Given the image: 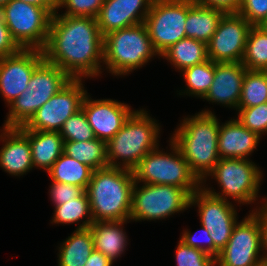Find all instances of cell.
<instances>
[{
  "instance_id": "6da1fadb",
  "label": "cell",
  "mask_w": 267,
  "mask_h": 266,
  "mask_svg": "<svg viewBox=\"0 0 267 266\" xmlns=\"http://www.w3.org/2000/svg\"><path fill=\"white\" fill-rule=\"evenodd\" d=\"M103 40L96 18L52 16L44 47V59L60 67L72 79L97 77L103 65Z\"/></svg>"
},
{
  "instance_id": "7a4b0ae2",
  "label": "cell",
  "mask_w": 267,
  "mask_h": 266,
  "mask_svg": "<svg viewBox=\"0 0 267 266\" xmlns=\"http://www.w3.org/2000/svg\"><path fill=\"white\" fill-rule=\"evenodd\" d=\"M183 118L169 139L176 144L190 170L202 182L220 160L217 143L221 123L209 109Z\"/></svg>"
},
{
  "instance_id": "3957f363",
  "label": "cell",
  "mask_w": 267,
  "mask_h": 266,
  "mask_svg": "<svg viewBox=\"0 0 267 266\" xmlns=\"http://www.w3.org/2000/svg\"><path fill=\"white\" fill-rule=\"evenodd\" d=\"M133 171L106 167L93 171L85 190L93 222L130 220Z\"/></svg>"
},
{
  "instance_id": "277c9868",
  "label": "cell",
  "mask_w": 267,
  "mask_h": 266,
  "mask_svg": "<svg viewBox=\"0 0 267 266\" xmlns=\"http://www.w3.org/2000/svg\"><path fill=\"white\" fill-rule=\"evenodd\" d=\"M147 112L135 110L106 143L109 167L133 170L148 152L160 146L161 126Z\"/></svg>"
},
{
  "instance_id": "5b68a950",
  "label": "cell",
  "mask_w": 267,
  "mask_h": 266,
  "mask_svg": "<svg viewBox=\"0 0 267 266\" xmlns=\"http://www.w3.org/2000/svg\"><path fill=\"white\" fill-rule=\"evenodd\" d=\"M159 54L144 23L109 32L103 40V66L114 76L128 75ZM105 64V65H104Z\"/></svg>"
},
{
  "instance_id": "8992f818",
  "label": "cell",
  "mask_w": 267,
  "mask_h": 266,
  "mask_svg": "<svg viewBox=\"0 0 267 266\" xmlns=\"http://www.w3.org/2000/svg\"><path fill=\"white\" fill-rule=\"evenodd\" d=\"M71 80L60 67L44 59L32 73L27 90L8 106L9 112L3 127L25 126L36 111Z\"/></svg>"
},
{
  "instance_id": "52a82bcc",
  "label": "cell",
  "mask_w": 267,
  "mask_h": 266,
  "mask_svg": "<svg viewBox=\"0 0 267 266\" xmlns=\"http://www.w3.org/2000/svg\"><path fill=\"white\" fill-rule=\"evenodd\" d=\"M169 142L171 153H165L158 146L139 161L132 170L134 181L180 187L192 195L202 186V182L190 170L176 144L171 139Z\"/></svg>"
},
{
  "instance_id": "ba28073f",
  "label": "cell",
  "mask_w": 267,
  "mask_h": 266,
  "mask_svg": "<svg viewBox=\"0 0 267 266\" xmlns=\"http://www.w3.org/2000/svg\"><path fill=\"white\" fill-rule=\"evenodd\" d=\"M262 176L261 168L250 159L224 158L216 163L214 169L202 181V187L216 197L228 201L232 198L240 205H250L259 198ZM208 177L217 181L222 188L221 192L217 193L212 187H206Z\"/></svg>"
},
{
  "instance_id": "9c48e42d",
  "label": "cell",
  "mask_w": 267,
  "mask_h": 266,
  "mask_svg": "<svg viewBox=\"0 0 267 266\" xmlns=\"http://www.w3.org/2000/svg\"><path fill=\"white\" fill-rule=\"evenodd\" d=\"M132 190L130 221H155L181 213L190 207V194L183 188L165 184H140Z\"/></svg>"
},
{
  "instance_id": "30bf717a",
  "label": "cell",
  "mask_w": 267,
  "mask_h": 266,
  "mask_svg": "<svg viewBox=\"0 0 267 266\" xmlns=\"http://www.w3.org/2000/svg\"><path fill=\"white\" fill-rule=\"evenodd\" d=\"M0 12L11 37L21 49H44L52 18L46 9L9 0Z\"/></svg>"
},
{
  "instance_id": "8fae6325",
  "label": "cell",
  "mask_w": 267,
  "mask_h": 266,
  "mask_svg": "<svg viewBox=\"0 0 267 266\" xmlns=\"http://www.w3.org/2000/svg\"><path fill=\"white\" fill-rule=\"evenodd\" d=\"M186 18L187 0H153L144 24L159 56L186 38Z\"/></svg>"
},
{
  "instance_id": "7c38bea8",
  "label": "cell",
  "mask_w": 267,
  "mask_h": 266,
  "mask_svg": "<svg viewBox=\"0 0 267 266\" xmlns=\"http://www.w3.org/2000/svg\"><path fill=\"white\" fill-rule=\"evenodd\" d=\"M197 205L201 225L209 232L214 244V258L226 247L238 222L235 205L216 197L202 186L190 196V208Z\"/></svg>"
},
{
  "instance_id": "4fadbf2b",
  "label": "cell",
  "mask_w": 267,
  "mask_h": 266,
  "mask_svg": "<svg viewBox=\"0 0 267 266\" xmlns=\"http://www.w3.org/2000/svg\"><path fill=\"white\" fill-rule=\"evenodd\" d=\"M237 222L226 247L215 258L216 266H262L259 218L252 212Z\"/></svg>"
},
{
  "instance_id": "5bb4252c",
  "label": "cell",
  "mask_w": 267,
  "mask_h": 266,
  "mask_svg": "<svg viewBox=\"0 0 267 266\" xmlns=\"http://www.w3.org/2000/svg\"><path fill=\"white\" fill-rule=\"evenodd\" d=\"M84 79H72L59 92L46 101L24 126L33 131H60L64 122L77 113L87 90Z\"/></svg>"
},
{
  "instance_id": "9a60e30c",
  "label": "cell",
  "mask_w": 267,
  "mask_h": 266,
  "mask_svg": "<svg viewBox=\"0 0 267 266\" xmlns=\"http://www.w3.org/2000/svg\"><path fill=\"white\" fill-rule=\"evenodd\" d=\"M252 25L238 13H226L207 44L208 58L215 63L241 62Z\"/></svg>"
},
{
  "instance_id": "2e32d148",
  "label": "cell",
  "mask_w": 267,
  "mask_h": 266,
  "mask_svg": "<svg viewBox=\"0 0 267 266\" xmlns=\"http://www.w3.org/2000/svg\"><path fill=\"white\" fill-rule=\"evenodd\" d=\"M43 60V51L38 49H20L0 58V95L7 106L27 90L32 73Z\"/></svg>"
},
{
  "instance_id": "e0dca14e",
  "label": "cell",
  "mask_w": 267,
  "mask_h": 266,
  "mask_svg": "<svg viewBox=\"0 0 267 266\" xmlns=\"http://www.w3.org/2000/svg\"><path fill=\"white\" fill-rule=\"evenodd\" d=\"M88 94L83 99L81 109L96 138L107 143L135 110L115 99L94 100Z\"/></svg>"
},
{
  "instance_id": "ac0fdd59",
  "label": "cell",
  "mask_w": 267,
  "mask_h": 266,
  "mask_svg": "<svg viewBox=\"0 0 267 266\" xmlns=\"http://www.w3.org/2000/svg\"><path fill=\"white\" fill-rule=\"evenodd\" d=\"M152 3L153 0H104L96 17L100 33L105 36L144 23Z\"/></svg>"
},
{
  "instance_id": "d6986e66",
  "label": "cell",
  "mask_w": 267,
  "mask_h": 266,
  "mask_svg": "<svg viewBox=\"0 0 267 266\" xmlns=\"http://www.w3.org/2000/svg\"><path fill=\"white\" fill-rule=\"evenodd\" d=\"M246 70L241 62H214L213 82L202 99L237 111Z\"/></svg>"
},
{
  "instance_id": "ffe728a7",
  "label": "cell",
  "mask_w": 267,
  "mask_h": 266,
  "mask_svg": "<svg viewBox=\"0 0 267 266\" xmlns=\"http://www.w3.org/2000/svg\"><path fill=\"white\" fill-rule=\"evenodd\" d=\"M0 130V167L11 176L26 175L34 168L29 138L19 128Z\"/></svg>"
},
{
  "instance_id": "44dd1931",
  "label": "cell",
  "mask_w": 267,
  "mask_h": 266,
  "mask_svg": "<svg viewBox=\"0 0 267 266\" xmlns=\"http://www.w3.org/2000/svg\"><path fill=\"white\" fill-rule=\"evenodd\" d=\"M260 139L258 134L244 127L237 118H231L220 125L217 143L220 159H249Z\"/></svg>"
},
{
  "instance_id": "7402d4cb",
  "label": "cell",
  "mask_w": 267,
  "mask_h": 266,
  "mask_svg": "<svg viewBox=\"0 0 267 266\" xmlns=\"http://www.w3.org/2000/svg\"><path fill=\"white\" fill-rule=\"evenodd\" d=\"M130 220L93 222L92 233L94 249L104 254L112 263L126 250L128 244L124 224Z\"/></svg>"
},
{
  "instance_id": "603a6c76",
  "label": "cell",
  "mask_w": 267,
  "mask_h": 266,
  "mask_svg": "<svg viewBox=\"0 0 267 266\" xmlns=\"http://www.w3.org/2000/svg\"><path fill=\"white\" fill-rule=\"evenodd\" d=\"M19 129L29 138L34 168L48 172L63 153L64 141L58 131H33L24 126Z\"/></svg>"
},
{
  "instance_id": "cb8c5ba5",
  "label": "cell",
  "mask_w": 267,
  "mask_h": 266,
  "mask_svg": "<svg viewBox=\"0 0 267 266\" xmlns=\"http://www.w3.org/2000/svg\"><path fill=\"white\" fill-rule=\"evenodd\" d=\"M224 14L221 10L200 6L192 0H187L186 37L208 44Z\"/></svg>"
},
{
  "instance_id": "d4e9b609",
  "label": "cell",
  "mask_w": 267,
  "mask_h": 266,
  "mask_svg": "<svg viewBox=\"0 0 267 266\" xmlns=\"http://www.w3.org/2000/svg\"><path fill=\"white\" fill-rule=\"evenodd\" d=\"M58 266H84L94 250L90 229L74 230L59 244Z\"/></svg>"
},
{
  "instance_id": "484cf974",
  "label": "cell",
  "mask_w": 267,
  "mask_h": 266,
  "mask_svg": "<svg viewBox=\"0 0 267 266\" xmlns=\"http://www.w3.org/2000/svg\"><path fill=\"white\" fill-rule=\"evenodd\" d=\"M160 57L165 58L179 72L209 60L207 44L187 37L173 44Z\"/></svg>"
},
{
  "instance_id": "4316f807",
  "label": "cell",
  "mask_w": 267,
  "mask_h": 266,
  "mask_svg": "<svg viewBox=\"0 0 267 266\" xmlns=\"http://www.w3.org/2000/svg\"><path fill=\"white\" fill-rule=\"evenodd\" d=\"M93 171L89 166L80 163L63 152L47 173L52 182L80 186L86 190Z\"/></svg>"
},
{
  "instance_id": "83f0119b",
  "label": "cell",
  "mask_w": 267,
  "mask_h": 266,
  "mask_svg": "<svg viewBox=\"0 0 267 266\" xmlns=\"http://www.w3.org/2000/svg\"><path fill=\"white\" fill-rule=\"evenodd\" d=\"M63 152L94 171L109 166L106 142L98 138L88 141H64Z\"/></svg>"
},
{
  "instance_id": "f1b7e54d",
  "label": "cell",
  "mask_w": 267,
  "mask_h": 266,
  "mask_svg": "<svg viewBox=\"0 0 267 266\" xmlns=\"http://www.w3.org/2000/svg\"><path fill=\"white\" fill-rule=\"evenodd\" d=\"M51 223L77 224L76 230L88 229L93 223L90 203L86 192L79 197L68 200L66 203L54 206V215ZM86 219V220H85Z\"/></svg>"
},
{
  "instance_id": "f546056e",
  "label": "cell",
  "mask_w": 267,
  "mask_h": 266,
  "mask_svg": "<svg viewBox=\"0 0 267 266\" xmlns=\"http://www.w3.org/2000/svg\"><path fill=\"white\" fill-rule=\"evenodd\" d=\"M241 63L252 71H267V29L252 26Z\"/></svg>"
},
{
  "instance_id": "4dcf8cb0",
  "label": "cell",
  "mask_w": 267,
  "mask_h": 266,
  "mask_svg": "<svg viewBox=\"0 0 267 266\" xmlns=\"http://www.w3.org/2000/svg\"><path fill=\"white\" fill-rule=\"evenodd\" d=\"M186 89L179 90V95L195 96L203 98L209 91L214 78V62L207 60L204 63L194 65L181 71Z\"/></svg>"
},
{
  "instance_id": "1f68e13d",
  "label": "cell",
  "mask_w": 267,
  "mask_h": 266,
  "mask_svg": "<svg viewBox=\"0 0 267 266\" xmlns=\"http://www.w3.org/2000/svg\"><path fill=\"white\" fill-rule=\"evenodd\" d=\"M267 103V71L246 70L238 108Z\"/></svg>"
},
{
  "instance_id": "d6a6232c",
  "label": "cell",
  "mask_w": 267,
  "mask_h": 266,
  "mask_svg": "<svg viewBox=\"0 0 267 266\" xmlns=\"http://www.w3.org/2000/svg\"><path fill=\"white\" fill-rule=\"evenodd\" d=\"M59 134L63 141H88L96 138L82 109L64 122Z\"/></svg>"
},
{
  "instance_id": "836d02e7",
  "label": "cell",
  "mask_w": 267,
  "mask_h": 266,
  "mask_svg": "<svg viewBox=\"0 0 267 266\" xmlns=\"http://www.w3.org/2000/svg\"><path fill=\"white\" fill-rule=\"evenodd\" d=\"M237 118L250 131L262 137L267 134V103L249 108H238Z\"/></svg>"
},
{
  "instance_id": "e575fe53",
  "label": "cell",
  "mask_w": 267,
  "mask_h": 266,
  "mask_svg": "<svg viewBox=\"0 0 267 266\" xmlns=\"http://www.w3.org/2000/svg\"><path fill=\"white\" fill-rule=\"evenodd\" d=\"M175 251L177 266H216L213 256L203 250L185 245L180 240Z\"/></svg>"
},
{
  "instance_id": "d590c367",
  "label": "cell",
  "mask_w": 267,
  "mask_h": 266,
  "mask_svg": "<svg viewBox=\"0 0 267 266\" xmlns=\"http://www.w3.org/2000/svg\"><path fill=\"white\" fill-rule=\"evenodd\" d=\"M103 3L104 0H59V9L66 8L60 15L96 18Z\"/></svg>"
},
{
  "instance_id": "8d00e7d4",
  "label": "cell",
  "mask_w": 267,
  "mask_h": 266,
  "mask_svg": "<svg viewBox=\"0 0 267 266\" xmlns=\"http://www.w3.org/2000/svg\"><path fill=\"white\" fill-rule=\"evenodd\" d=\"M238 14L252 26H260L267 18V0H242Z\"/></svg>"
},
{
  "instance_id": "74e56055",
  "label": "cell",
  "mask_w": 267,
  "mask_h": 266,
  "mask_svg": "<svg viewBox=\"0 0 267 266\" xmlns=\"http://www.w3.org/2000/svg\"><path fill=\"white\" fill-rule=\"evenodd\" d=\"M49 189V195L54 206L66 203L68 200L79 197L85 190L80 186L52 182Z\"/></svg>"
},
{
  "instance_id": "f35d334b",
  "label": "cell",
  "mask_w": 267,
  "mask_h": 266,
  "mask_svg": "<svg viewBox=\"0 0 267 266\" xmlns=\"http://www.w3.org/2000/svg\"><path fill=\"white\" fill-rule=\"evenodd\" d=\"M199 231L202 234L201 237L203 240H199V236L197 237L198 231L193 234L188 229L183 230L182 236L179 240L182 241L185 245L203 250L204 252L214 257V244L212 238L210 237V232L203 225H201V230Z\"/></svg>"
},
{
  "instance_id": "ab89813d",
  "label": "cell",
  "mask_w": 267,
  "mask_h": 266,
  "mask_svg": "<svg viewBox=\"0 0 267 266\" xmlns=\"http://www.w3.org/2000/svg\"><path fill=\"white\" fill-rule=\"evenodd\" d=\"M21 48L11 37L10 31L6 26L0 12V58L17 53Z\"/></svg>"
},
{
  "instance_id": "60d3db41",
  "label": "cell",
  "mask_w": 267,
  "mask_h": 266,
  "mask_svg": "<svg viewBox=\"0 0 267 266\" xmlns=\"http://www.w3.org/2000/svg\"><path fill=\"white\" fill-rule=\"evenodd\" d=\"M263 201V203H262ZM260 207L254 208L252 212L259 218L261 228L262 255L264 265H267V197L263 198Z\"/></svg>"
},
{
  "instance_id": "b9f144b4",
  "label": "cell",
  "mask_w": 267,
  "mask_h": 266,
  "mask_svg": "<svg viewBox=\"0 0 267 266\" xmlns=\"http://www.w3.org/2000/svg\"><path fill=\"white\" fill-rule=\"evenodd\" d=\"M193 3L218 9L226 13H238L240 10L242 0H192Z\"/></svg>"
},
{
  "instance_id": "7bdbcfd3",
  "label": "cell",
  "mask_w": 267,
  "mask_h": 266,
  "mask_svg": "<svg viewBox=\"0 0 267 266\" xmlns=\"http://www.w3.org/2000/svg\"><path fill=\"white\" fill-rule=\"evenodd\" d=\"M46 9L52 16L59 10V0H18Z\"/></svg>"
},
{
  "instance_id": "ee69618b",
  "label": "cell",
  "mask_w": 267,
  "mask_h": 266,
  "mask_svg": "<svg viewBox=\"0 0 267 266\" xmlns=\"http://www.w3.org/2000/svg\"><path fill=\"white\" fill-rule=\"evenodd\" d=\"M113 263L102 253L93 250L84 266H112Z\"/></svg>"
},
{
  "instance_id": "f6af8a7d",
  "label": "cell",
  "mask_w": 267,
  "mask_h": 266,
  "mask_svg": "<svg viewBox=\"0 0 267 266\" xmlns=\"http://www.w3.org/2000/svg\"><path fill=\"white\" fill-rule=\"evenodd\" d=\"M9 0H0V9L6 5Z\"/></svg>"
},
{
  "instance_id": "bcb514c9",
  "label": "cell",
  "mask_w": 267,
  "mask_h": 266,
  "mask_svg": "<svg viewBox=\"0 0 267 266\" xmlns=\"http://www.w3.org/2000/svg\"><path fill=\"white\" fill-rule=\"evenodd\" d=\"M260 26L267 29V18Z\"/></svg>"
}]
</instances>
